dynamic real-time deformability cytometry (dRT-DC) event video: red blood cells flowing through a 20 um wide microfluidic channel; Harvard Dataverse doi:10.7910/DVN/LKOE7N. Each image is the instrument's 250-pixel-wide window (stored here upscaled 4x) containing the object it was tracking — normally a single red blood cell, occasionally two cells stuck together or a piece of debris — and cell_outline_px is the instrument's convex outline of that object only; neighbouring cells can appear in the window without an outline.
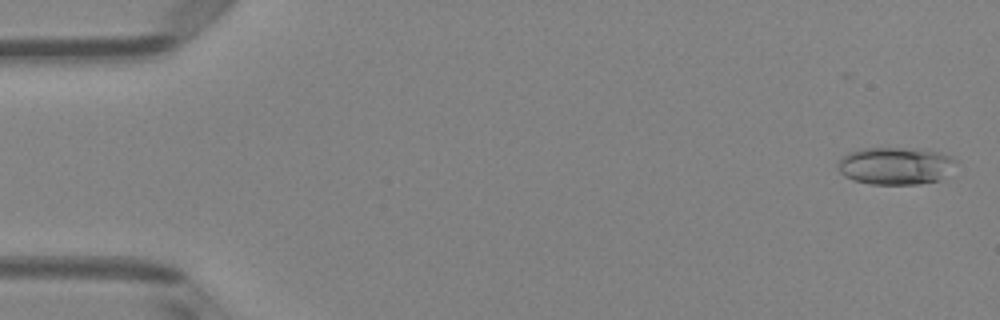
{"species": "Egyptian fruit bat (a non-hibernating species)", "species_latin": "Rousettus aegyptiacus", "temperature_condition": "room temperature", "stored_images_in_passage": 50, "camera_frame_rate_fps": 3000, "um_per_image_px": 0.085, "animal": {"sex": "female"}, "frame": {"image": 1, "passage_image": 2, "time_ms": 0.333, "image_size_px": [1000, 320], "cell_outline_px": [[956, 160], [940, 180], [920, 184], [872, 184], [852, 180], [844, 176], [840, 172], [840, 160], [848, 152], [864, 148], [900, 148], [940, 152], [952, 156]], "centroid_in_image_um": [76.09, 14.1], "position_along_channel_um": 8.9, "area_um2": 25.26}}
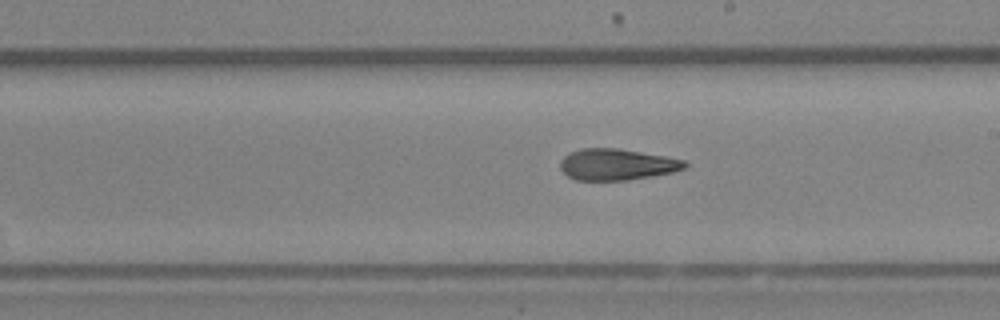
{"frame": {"image": 2, "passage_image": 29, "time_ms": 9.333, "image_size_px": [1000, 320], "cell_outline_px": [[688, 164], [684, 168], [672, 172], [652, 176], [628, 180], [576, 180], [568, 176], [560, 168], [560, 160], [568, 152], [580, 148], [616, 148], [668, 156], [684, 160]], "centroid_in_image_um": [52.42, 13.97], "position_along_channel_um": 236.6, "area_um2": 22.83}}
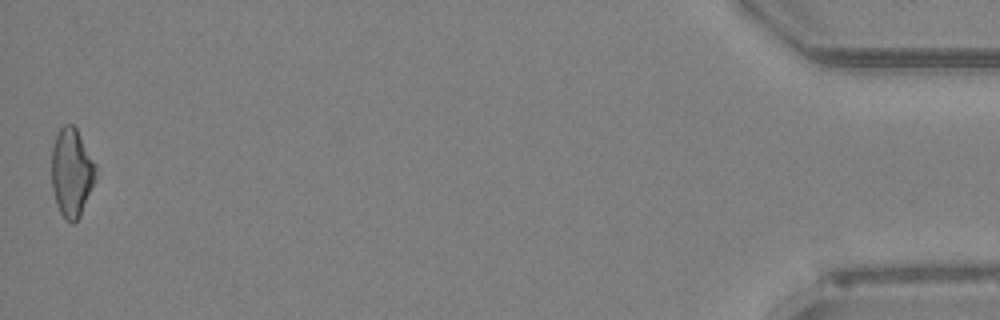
{"frame": {"image": 3, "passage_image": 50, "time_ms": 16.333, "image_size_px": [1000, 320], "cell_outline_px": [[96, 180], [80, 216], [72, 224], [64, 220], [56, 204], [52, 188], [52, 148], [56, 136], [60, 128], [64, 124], [72, 124], [76, 128], [96, 164]], "centroid_in_image_um": [6.09, 14.69], "position_along_channel_um": 429.1, "area_um2": 22.89}, "authors_computed_cell_mechanics": {"area_um2": 23.2645, "velocity_mm_per_s": 4.0848, "shape_relaxation_time_tau1_ms": 11.2584, "shape_relaxation_time_tau2_ms": 3.2344, "deformation_change_tau1": 0.2844, "deformation_change_tau2": 0.1163}}